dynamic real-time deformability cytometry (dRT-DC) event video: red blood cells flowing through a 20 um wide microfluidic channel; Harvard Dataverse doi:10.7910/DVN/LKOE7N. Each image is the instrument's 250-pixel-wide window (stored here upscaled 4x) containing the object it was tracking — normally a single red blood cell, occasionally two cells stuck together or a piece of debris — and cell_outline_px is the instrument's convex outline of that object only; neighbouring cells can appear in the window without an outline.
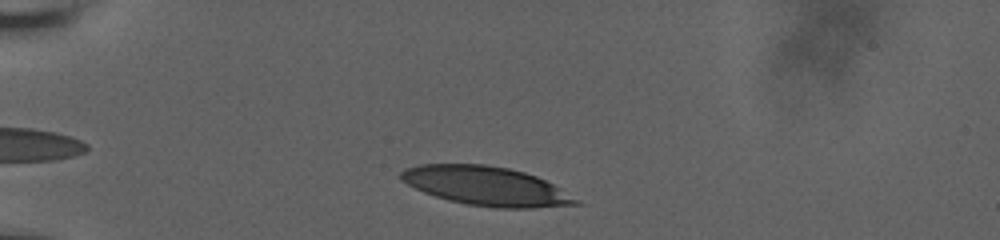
{"species": "human", "species_latin": "Homo sapiens", "temperature_condition": "room temperature", "stored_images_in_passage": 12, "camera_frame_rate_fps": 3000, "um_per_image_px": 0.085, "donor": {"sex": "male"}, "frame": {"image": 1, "passage_image": 3, "time_ms": 0.667, "image_size_px": [1000, 240], "cell_outline_px": [[580, 204], [532, 208], [496, 208], [468, 204], [448, 200], [424, 192], [400, 180], [400, 172], [404, 168], [420, 164], [484, 164], [508, 168], [524, 172], [536, 176], [560, 188], [580, 200]], "centroid_in_image_um": [41.31, 15.81], "position_along_channel_um": 43.7, "area_um2": 39.59}}
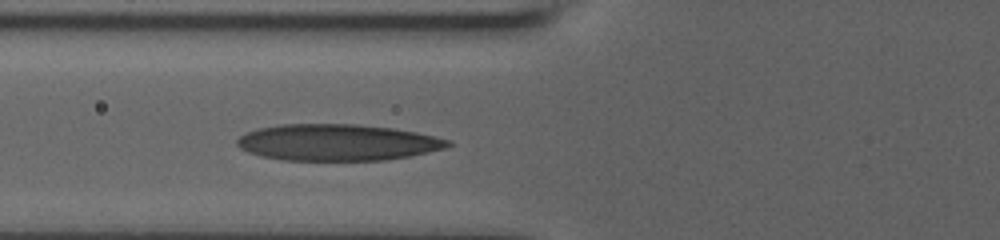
{"frame": {"image": 2, "passage_image": 9, "time_ms": 3.333, "image_size_px": [1000, 240], "cell_outline_px": [[452, 144], [448, 148], [388, 160], [280, 160], [260, 156], [248, 152], [240, 148], [236, 144], [236, 140], [244, 132], [260, 128], [280, 124], [356, 124], [392, 128], [416, 132], [452, 140]], "centroid_in_image_um": [28.67, 12.11], "position_along_channel_um": 97.1, "area_um2": 45.03}}
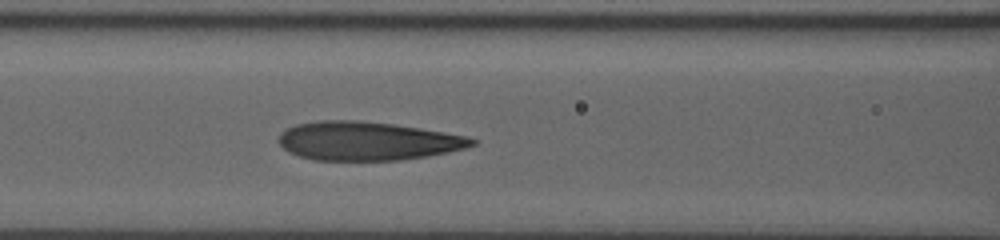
{"frame": {"image": 3, "passage_image": 12, "time_ms": 4.333, "image_size_px": [1000, 240], "cell_outline_px": [[480, 140], [476, 144], [464, 148], [448, 152], [428, 156], [400, 160], [312, 160], [288, 152], [276, 140], [280, 132], [296, 124], [316, 120], [360, 120], [392, 124], [420, 128], [468, 136]], "centroid_in_image_um": [31.22, 11.98], "position_along_channel_um": 135.4, "area_um2": 43.81}}